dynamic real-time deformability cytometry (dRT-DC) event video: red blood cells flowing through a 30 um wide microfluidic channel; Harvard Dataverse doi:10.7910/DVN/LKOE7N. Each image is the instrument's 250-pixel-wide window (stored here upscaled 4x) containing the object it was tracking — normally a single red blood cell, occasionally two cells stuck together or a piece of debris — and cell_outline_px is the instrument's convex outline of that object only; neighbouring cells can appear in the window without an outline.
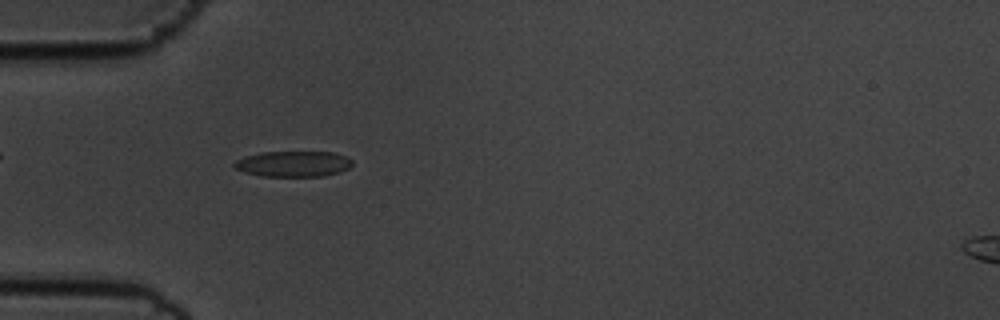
{"species": "common noctule bat (a hibernating species)", "species_latin": "Nyctalus noctula", "temperature_condition": "cold", "stored_images_in_passage": 54, "camera_frame_rate_fps": 3000, "um_per_image_px": 0.085, "animal": {"sex": "male", "body_mass_g": 19.5, "forearm_length_mm": 54.6}, "frame": {"image": 1, "passage_image": 15, "time_ms": 4.667, "image_size_px": [1000, 320], "cell_outline_px": [[352, 164], [348, 168], [340, 172], [324, 176], [260, 176], [244, 172], [236, 168], [232, 164], [236, 160], [244, 156], [260, 152], [332, 152], [344, 156], [352, 160]], "centroid_in_image_um": [24.9, 13.93], "position_along_channel_um": 60.1, "area_um2": 17.69}}
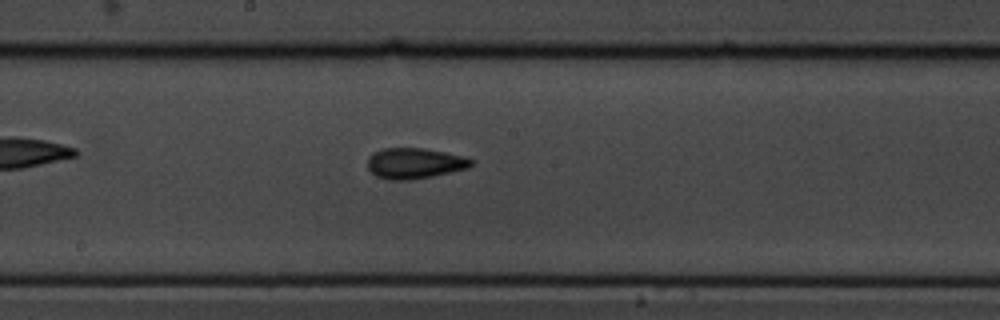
{"frame": {"image": 2, "passage_image": 28, "time_ms": 9.0, "image_size_px": [1000, 320], "cell_outline_px": [[472, 164], [468, 168], [432, 176], [412, 180], [388, 180], [376, 176], [368, 168], [368, 156], [372, 152], [384, 148], [424, 148], [464, 156], [472, 160]], "centroid_in_image_um": [35.21, 13.88], "position_along_channel_um": 213.0, "area_um2": 18.55}}
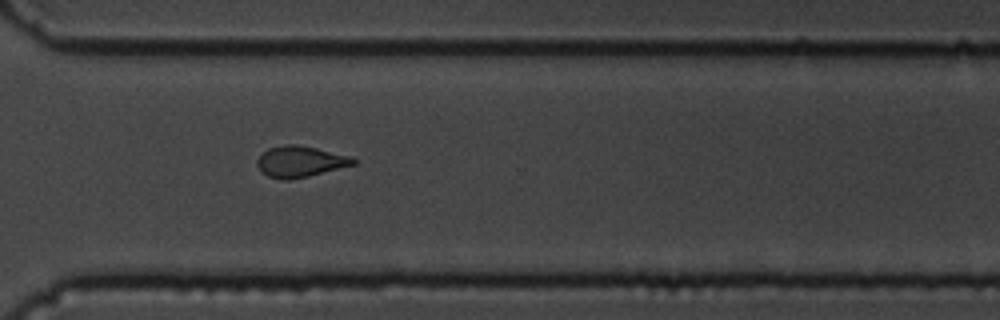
{"frame": {"image": 3, "passage_image": 39, "time_ms": 12.667, "image_size_px": [1000, 320], "cell_outline_px": [[356, 164], [308, 176], [288, 180], [280, 180], [268, 176], [260, 172], [256, 164], [256, 160], [268, 148], [284, 144], [296, 144], [316, 148], [352, 156], [356, 160]], "centroid_in_image_um": [25.49, 13.73], "position_along_channel_um": 345.1, "area_um2": 17.51}, "authors_computed_cell_mechanics": {"area_um2": 17.629, "velocity_mm_per_s": 3.6148, "shape_relaxation_time_tau1_ms": 9.881, "shape_relaxation_time_tau2_ms": 2.6637, "deformation_change_tau1": 0.1841, "deformation_change_tau2": 0.0865}}